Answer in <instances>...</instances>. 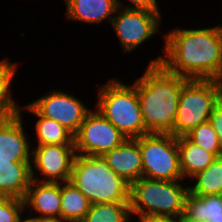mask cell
<instances>
[{
  "label": "cell",
  "mask_w": 222,
  "mask_h": 222,
  "mask_svg": "<svg viewBox=\"0 0 222 222\" xmlns=\"http://www.w3.org/2000/svg\"><path fill=\"white\" fill-rule=\"evenodd\" d=\"M38 222H67L57 217H38Z\"/></svg>",
  "instance_id": "f546056e"
},
{
  "label": "cell",
  "mask_w": 222,
  "mask_h": 222,
  "mask_svg": "<svg viewBox=\"0 0 222 222\" xmlns=\"http://www.w3.org/2000/svg\"><path fill=\"white\" fill-rule=\"evenodd\" d=\"M9 59L6 57L0 60V120L17 115L21 107L11 90L19 66L18 62Z\"/></svg>",
  "instance_id": "ffe728a7"
},
{
  "label": "cell",
  "mask_w": 222,
  "mask_h": 222,
  "mask_svg": "<svg viewBox=\"0 0 222 222\" xmlns=\"http://www.w3.org/2000/svg\"><path fill=\"white\" fill-rule=\"evenodd\" d=\"M23 201L26 213L61 218V183L32 179Z\"/></svg>",
  "instance_id": "4fadbf2b"
},
{
  "label": "cell",
  "mask_w": 222,
  "mask_h": 222,
  "mask_svg": "<svg viewBox=\"0 0 222 222\" xmlns=\"http://www.w3.org/2000/svg\"><path fill=\"white\" fill-rule=\"evenodd\" d=\"M115 77L97 87L94 108L129 139L148 134L137 96V78L129 84Z\"/></svg>",
  "instance_id": "3957f363"
},
{
  "label": "cell",
  "mask_w": 222,
  "mask_h": 222,
  "mask_svg": "<svg viewBox=\"0 0 222 222\" xmlns=\"http://www.w3.org/2000/svg\"><path fill=\"white\" fill-rule=\"evenodd\" d=\"M17 222H38V217L26 213V211H23L22 214L19 216Z\"/></svg>",
  "instance_id": "f1b7e54d"
},
{
  "label": "cell",
  "mask_w": 222,
  "mask_h": 222,
  "mask_svg": "<svg viewBox=\"0 0 222 222\" xmlns=\"http://www.w3.org/2000/svg\"><path fill=\"white\" fill-rule=\"evenodd\" d=\"M137 77V96L146 130L172 134L179 96L188 78L168 71L161 63L147 64Z\"/></svg>",
  "instance_id": "7a4b0ae2"
},
{
  "label": "cell",
  "mask_w": 222,
  "mask_h": 222,
  "mask_svg": "<svg viewBox=\"0 0 222 222\" xmlns=\"http://www.w3.org/2000/svg\"><path fill=\"white\" fill-rule=\"evenodd\" d=\"M221 100L220 81L189 79L179 96L173 135L185 136L201 123L209 121L211 113Z\"/></svg>",
  "instance_id": "8992f818"
},
{
  "label": "cell",
  "mask_w": 222,
  "mask_h": 222,
  "mask_svg": "<svg viewBox=\"0 0 222 222\" xmlns=\"http://www.w3.org/2000/svg\"><path fill=\"white\" fill-rule=\"evenodd\" d=\"M91 202L70 181L61 183V218L67 222H82Z\"/></svg>",
  "instance_id": "44dd1931"
},
{
  "label": "cell",
  "mask_w": 222,
  "mask_h": 222,
  "mask_svg": "<svg viewBox=\"0 0 222 222\" xmlns=\"http://www.w3.org/2000/svg\"><path fill=\"white\" fill-rule=\"evenodd\" d=\"M24 118L20 113L0 120V159L31 162L32 145Z\"/></svg>",
  "instance_id": "7c38bea8"
},
{
  "label": "cell",
  "mask_w": 222,
  "mask_h": 222,
  "mask_svg": "<svg viewBox=\"0 0 222 222\" xmlns=\"http://www.w3.org/2000/svg\"><path fill=\"white\" fill-rule=\"evenodd\" d=\"M74 93L62 89H51L29 104L42 116L57 121L75 134L86 115L93 109L89 108ZM84 102V103H83Z\"/></svg>",
  "instance_id": "30bf717a"
},
{
  "label": "cell",
  "mask_w": 222,
  "mask_h": 222,
  "mask_svg": "<svg viewBox=\"0 0 222 222\" xmlns=\"http://www.w3.org/2000/svg\"><path fill=\"white\" fill-rule=\"evenodd\" d=\"M161 13L117 8L110 26L119 39L123 53L130 54L143 47L142 44L148 43L153 36L155 38L156 34H164L161 30Z\"/></svg>",
  "instance_id": "ba28073f"
},
{
  "label": "cell",
  "mask_w": 222,
  "mask_h": 222,
  "mask_svg": "<svg viewBox=\"0 0 222 222\" xmlns=\"http://www.w3.org/2000/svg\"><path fill=\"white\" fill-rule=\"evenodd\" d=\"M70 182L91 202H129L130 185L116 175L103 156L77 154Z\"/></svg>",
  "instance_id": "5b68a950"
},
{
  "label": "cell",
  "mask_w": 222,
  "mask_h": 222,
  "mask_svg": "<svg viewBox=\"0 0 222 222\" xmlns=\"http://www.w3.org/2000/svg\"><path fill=\"white\" fill-rule=\"evenodd\" d=\"M76 155L74 144L32 146V179L40 182L70 181Z\"/></svg>",
  "instance_id": "8fae6325"
},
{
  "label": "cell",
  "mask_w": 222,
  "mask_h": 222,
  "mask_svg": "<svg viewBox=\"0 0 222 222\" xmlns=\"http://www.w3.org/2000/svg\"><path fill=\"white\" fill-rule=\"evenodd\" d=\"M219 28H220V31H221V34H222V22L218 24Z\"/></svg>",
  "instance_id": "4dcf8cb0"
},
{
  "label": "cell",
  "mask_w": 222,
  "mask_h": 222,
  "mask_svg": "<svg viewBox=\"0 0 222 222\" xmlns=\"http://www.w3.org/2000/svg\"><path fill=\"white\" fill-rule=\"evenodd\" d=\"M164 181L141 177L130 185L132 218L148 216L182 217L188 181Z\"/></svg>",
  "instance_id": "277c9868"
},
{
  "label": "cell",
  "mask_w": 222,
  "mask_h": 222,
  "mask_svg": "<svg viewBox=\"0 0 222 222\" xmlns=\"http://www.w3.org/2000/svg\"><path fill=\"white\" fill-rule=\"evenodd\" d=\"M143 177L177 181L183 180L180 170L178 137L172 134L148 133L138 137Z\"/></svg>",
  "instance_id": "52a82bcc"
},
{
  "label": "cell",
  "mask_w": 222,
  "mask_h": 222,
  "mask_svg": "<svg viewBox=\"0 0 222 222\" xmlns=\"http://www.w3.org/2000/svg\"><path fill=\"white\" fill-rule=\"evenodd\" d=\"M65 3L66 20L78 23L100 24L111 23L117 10L116 0H62Z\"/></svg>",
  "instance_id": "9a60e30c"
},
{
  "label": "cell",
  "mask_w": 222,
  "mask_h": 222,
  "mask_svg": "<svg viewBox=\"0 0 222 222\" xmlns=\"http://www.w3.org/2000/svg\"><path fill=\"white\" fill-rule=\"evenodd\" d=\"M132 222H183L182 217L148 216L132 218ZM136 219V220H134Z\"/></svg>",
  "instance_id": "83f0119b"
},
{
  "label": "cell",
  "mask_w": 222,
  "mask_h": 222,
  "mask_svg": "<svg viewBox=\"0 0 222 222\" xmlns=\"http://www.w3.org/2000/svg\"><path fill=\"white\" fill-rule=\"evenodd\" d=\"M31 181V162L0 159V195L23 200Z\"/></svg>",
  "instance_id": "2e32d148"
},
{
  "label": "cell",
  "mask_w": 222,
  "mask_h": 222,
  "mask_svg": "<svg viewBox=\"0 0 222 222\" xmlns=\"http://www.w3.org/2000/svg\"><path fill=\"white\" fill-rule=\"evenodd\" d=\"M129 202L94 203L82 222H131Z\"/></svg>",
  "instance_id": "603a6c76"
},
{
  "label": "cell",
  "mask_w": 222,
  "mask_h": 222,
  "mask_svg": "<svg viewBox=\"0 0 222 222\" xmlns=\"http://www.w3.org/2000/svg\"><path fill=\"white\" fill-rule=\"evenodd\" d=\"M126 139L125 135L93 108L74 134V147L80 155L103 156Z\"/></svg>",
  "instance_id": "9c48e42d"
},
{
  "label": "cell",
  "mask_w": 222,
  "mask_h": 222,
  "mask_svg": "<svg viewBox=\"0 0 222 222\" xmlns=\"http://www.w3.org/2000/svg\"><path fill=\"white\" fill-rule=\"evenodd\" d=\"M19 111L21 115L28 112L37 118L33 124L36 138H33L35 141L31 139V145L74 144V134L70 130L55 120L42 117L29 103L21 105Z\"/></svg>",
  "instance_id": "e0dca14e"
},
{
  "label": "cell",
  "mask_w": 222,
  "mask_h": 222,
  "mask_svg": "<svg viewBox=\"0 0 222 222\" xmlns=\"http://www.w3.org/2000/svg\"><path fill=\"white\" fill-rule=\"evenodd\" d=\"M183 221L222 222V195L195 196L187 193Z\"/></svg>",
  "instance_id": "ac0fdd59"
},
{
  "label": "cell",
  "mask_w": 222,
  "mask_h": 222,
  "mask_svg": "<svg viewBox=\"0 0 222 222\" xmlns=\"http://www.w3.org/2000/svg\"><path fill=\"white\" fill-rule=\"evenodd\" d=\"M185 136L196 145L213 153L216 157L222 156V145L209 121L201 123Z\"/></svg>",
  "instance_id": "cb8c5ba5"
},
{
  "label": "cell",
  "mask_w": 222,
  "mask_h": 222,
  "mask_svg": "<svg viewBox=\"0 0 222 222\" xmlns=\"http://www.w3.org/2000/svg\"><path fill=\"white\" fill-rule=\"evenodd\" d=\"M183 222H200V221H183ZM206 222V221H205Z\"/></svg>",
  "instance_id": "1f68e13d"
},
{
  "label": "cell",
  "mask_w": 222,
  "mask_h": 222,
  "mask_svg": "<svg viewBox=\"0 0 222 222\" xmlns=\"http://www.w3.org/2000/svg\"><path fill=\"white\" fill-rule=\"evenodd\" d=\"M189 193L195 196L222 195V156L188 181Z\"/></svg>",
  "instance_id": "7402d4cb"
},
{
  "label": "cell",
  "mask_w": 222,
  "mask_h": 222,
  "mask_svg": "<svg viewBox=\"0 0 222 222\" xmlns=\"http://www.w3.org/2000/svg\"><path fill=\"white\" fill-rule=\"evenodd\" d=\"M124 3V2H126ZM116 0L117 7L129 10H144L150 12H161L158 0Z\"/></svg>",
  "instance_id": "484cf974"
},
{
  "label": "cell",
  "mask_w": 222,
  "mask_h": 222,
  "mask_svg": "<svg viewBox=\"0 0 222 222\" xmlns=\"http://www.w3.org/2000/svg\"><path fill=\"white\" fill-rule=\"evenodd\" d=\"M180 170L187 181L205 170L217 157L190 141L186 136L178 137Z\"/></svg>",
  "instance_id": "d6986e66"
},
{
  "label": "cell",
  "mask_w": 222,
  "mask_h": 222,
  "mask_svg": "<svg viewBox=\"0 0 222 222\" xmlns=\"http://www.w3.org/2000/svg\"><path fill=\"white\" fill-rule=\"evenodd\" d=\"M186 29L175 26L163 34L162 55L148 60L188 79L222 78V34L217 25Z\"/></svg>",
  "instance_id": "6da1fadb"
},
{
  "label": "cell",
  "mask_w": 222,
  "mask_h": 222,
  "mask_svg": "<svg viewBox=\"0 0 222 222\" xmlns=\"http://www.w3.org/2000/svg\"><path fill=\"white\" fill-rule=\"evenodd\" d=\"M107 165L129 185L143 177L138 138H127L118 147L103 155Z\"/></svg>",
  "instance_id": "5bb4252c"
},
{
  "label": "cell",
  "mask_w": 222,
  "mask_h": 222,
  "mask_svg": "<svg viewBox=\"0 0 222 222\" xmlns=\"http://www.w3.org/2000/svg\"><path fill=\"white\" fill-rule=\"evenodd\" d=\"M209 122L213 126L222 145V100L211 113L209 117Z\"/></svg>",
  "instance_id": "4316f807"
},
{
  "label": "cell",
  "mask_w": 222,
  "mask_h": 222,
  "mask_svg": "<svg viewBox=\"0 0 222 222\" xmlns=\"http://www.w3.org/2000/svg\"><path fill=\"white\" fill-rule=\"evenodd\" d=\"M23 211L22 199L0 195V222H17Z\"/></svg>",
  "instance_id": "d4e9b609"
}]
</instances>
